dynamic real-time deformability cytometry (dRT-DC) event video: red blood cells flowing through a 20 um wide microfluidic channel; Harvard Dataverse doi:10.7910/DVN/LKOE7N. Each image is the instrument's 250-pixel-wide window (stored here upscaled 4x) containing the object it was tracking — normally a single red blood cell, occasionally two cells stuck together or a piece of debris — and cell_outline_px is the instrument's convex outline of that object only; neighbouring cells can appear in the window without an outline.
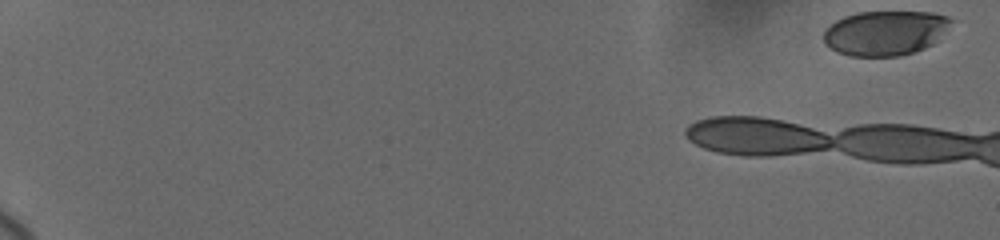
{"species": "human", "species_latin": "Homo sapiens", "temperature_condition": "cold", "stored_images_in_passage": 8, "camera_frame_rate_fps": 3000, "um_per_image_px": 0.085, "donor": {"sex": "female"}, "frame": {"image": 1, "passage_image": 1, "time_ms": 0.0, "image_size_px": [1000, 240], "cell_outline_px": [[956, 20], [932, 44], [924, 48], [900, 56], [848, 56], [836, 52], [824, 44], [824, 32], [836, 20], [844, 16], [856, 12], [932, 12], [948, 16]], "centroid_in_image_um": [75.25, 2.79], "position_along_channel_um": 9.8, "area_um2": 33.35}}